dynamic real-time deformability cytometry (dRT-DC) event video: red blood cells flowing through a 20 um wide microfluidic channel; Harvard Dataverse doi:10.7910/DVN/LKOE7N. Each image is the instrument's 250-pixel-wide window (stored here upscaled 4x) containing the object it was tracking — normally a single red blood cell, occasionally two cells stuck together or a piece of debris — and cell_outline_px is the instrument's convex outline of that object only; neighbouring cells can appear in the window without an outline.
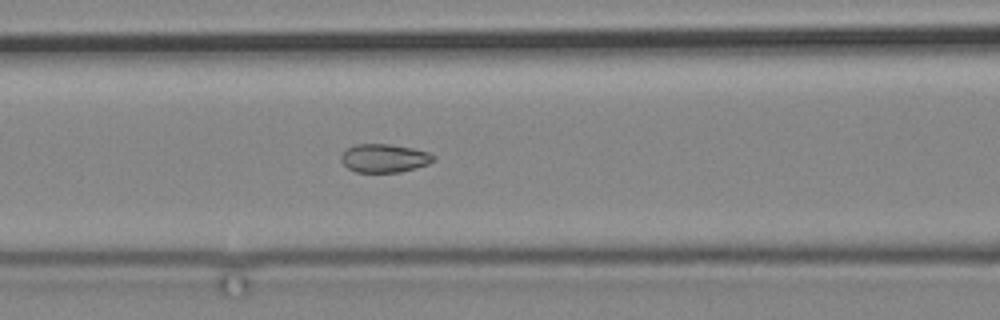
{"species": "common noctule bat (a hibernating species)", "species_latin": "Nyctalus noctula", "temperature_condition": "cold", "stored_images_in_passage": 9, "camera_frame_rate_fps": 3000, "um_per_image_px": 0.085, "animal": {"sex": "male", "body_mass_g": 19.2, "forearm_length_mm": 51.8}, "frame": {"image": 1, "passage_image": 9, "time_ms": 9.333, "image_size_px": [1000, 320], "cell_outline_px": [[436, 160], [428, 164], [400, 172], [356, 172], [348, 168], [340, 160], [340, 156], [348, 148], [356, 144], [388, 144], [412, 148], [428, 152], [436, 156]], "centroid_in_image_um": [32.68, 13.45], "position_along_channel_um": 133.9, "area_um2": 15.26}}